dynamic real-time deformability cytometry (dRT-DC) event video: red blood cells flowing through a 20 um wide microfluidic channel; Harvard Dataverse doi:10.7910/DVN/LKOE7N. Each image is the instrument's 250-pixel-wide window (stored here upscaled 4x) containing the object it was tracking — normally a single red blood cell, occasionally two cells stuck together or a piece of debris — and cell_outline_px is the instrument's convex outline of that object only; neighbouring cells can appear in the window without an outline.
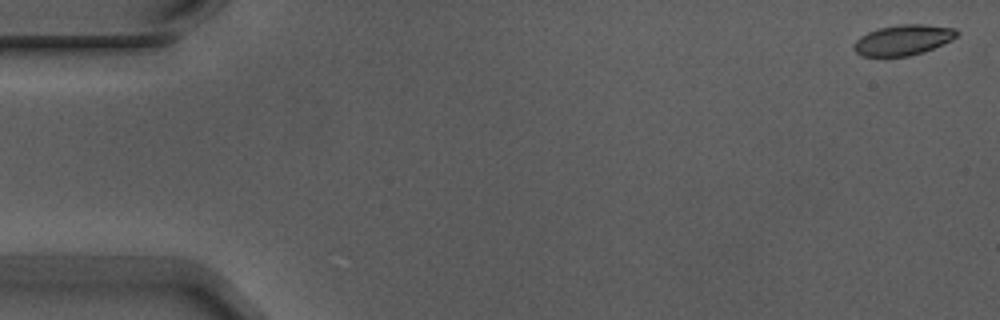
{"species": "Egyptian fruit bat (a non-hibernating species)", "species_latin": "Rousettus aegyptiacus", "temperature_condition": "warm", "stored_images_in_passage": 4, "camera_frame_rate_fps": 3000, "um_per_image_px": 0.085, "animal": {"sex": "male"}, "frame": {"image": 1, "passage_image": 1, "time_ms": 0.0, "image_size_px": [1000, 320], "cell_outline_px": [[960, 32], [952, 40], [924, 52], [908, 56], [860, 56], [852, 48], [856, 40], [860, 36], [868, 32], [880, 28], [900, 24], [924, 24], [956, 28]], "centroid_in_image_um": [76.78, 3.4], "position_along_channel_um": 8.2, "area_um2": 18.32}}